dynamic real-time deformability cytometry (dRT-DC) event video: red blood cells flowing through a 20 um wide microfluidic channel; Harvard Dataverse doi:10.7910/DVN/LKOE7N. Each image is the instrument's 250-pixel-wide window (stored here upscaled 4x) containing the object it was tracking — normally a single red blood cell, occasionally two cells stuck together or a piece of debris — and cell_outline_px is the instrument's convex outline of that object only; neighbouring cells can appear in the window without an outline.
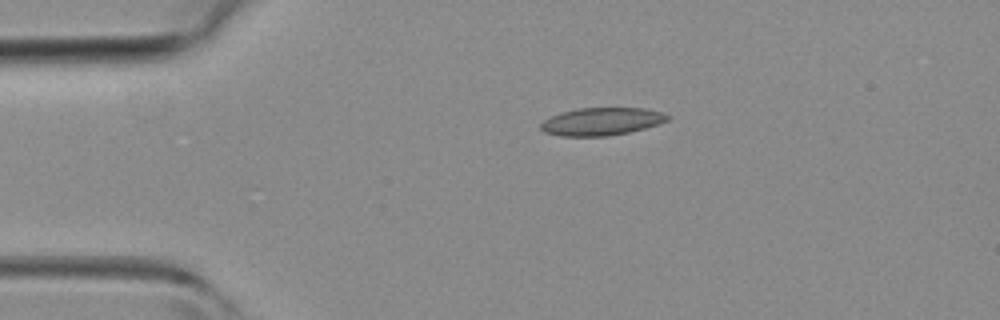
{"species": "common noctule bat (a hibernating species)", "species_latin": "Nyctalus noctula", "temperature_condition": "room temperature", "stored_images_in_passage": 35, "camera_frame_rate_fps": 3000, "um_per_image_px": 0.085, "animal": {"sex": "female", "body_mass_g": 19.3, "forearm_length_mm": 54.1}, "frame": {"image": 1, "passage_image": 1, "time_ms": 0.0, "image_size_px": [1000, 320], "cell_outline_px": [[672, 116], [668, 120], [644, 128], [628, 132], [608, 136], [560, 136], [544, 132], [540, 128], [540, 124], [544, 120], [552, 116], [564, 112], [580, 108], [644, 108], [664, 112]], "centroid_in_image_um": [51.16, 10.32], "position_along_channel_um": 33.8, "area_um2": 20.35}}
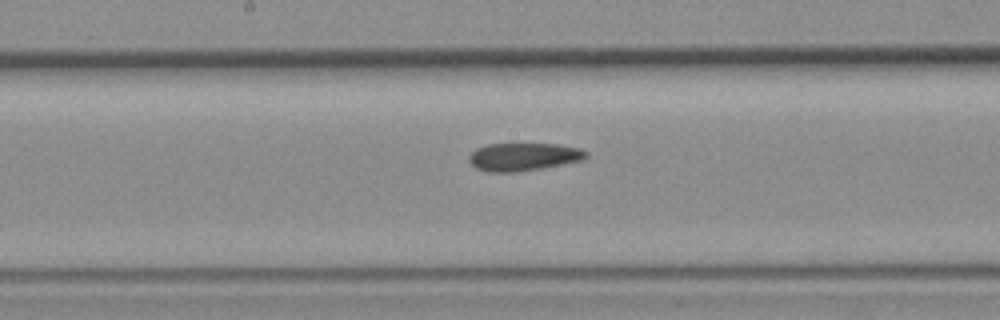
{"frame": {"image": 2, "passage_image": 14, "time_ms": 4.333, "image_size_px": [1000, 320], "cell_outline_px": [[588, 156], [584, 160], [540, 168], [516, 172], [488, 172], [476, 168], [468, 160], [468, 156], [476, 148], [488, 144], [556, 144], [580, 148], [588, 152]], "centroid_in_image_um": [44.49, 13.32], "position_along_channel_um": 203.7, "area_um2": 19.02}}
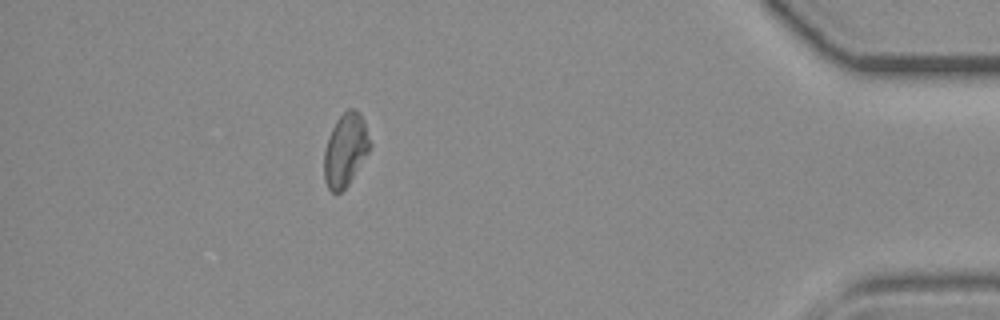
{"frame": {"image": 3, "passage_image": 30, "time_ms": 9.667, "image_size_px": [1000, 320], "cell_outline_px": [[372, 144], [368, 152], [348, 184], [340, 192], [332, 192], [328, 188], [324, 180], [324, 152], [332, 128], [336, 120], [348, 108], [352, 108], [360, 112], [364, 120]], "centroid_in_image_um": [29.37, 12.72], "position_along_channel_um": 405.8, "area_um2": 19.31}}